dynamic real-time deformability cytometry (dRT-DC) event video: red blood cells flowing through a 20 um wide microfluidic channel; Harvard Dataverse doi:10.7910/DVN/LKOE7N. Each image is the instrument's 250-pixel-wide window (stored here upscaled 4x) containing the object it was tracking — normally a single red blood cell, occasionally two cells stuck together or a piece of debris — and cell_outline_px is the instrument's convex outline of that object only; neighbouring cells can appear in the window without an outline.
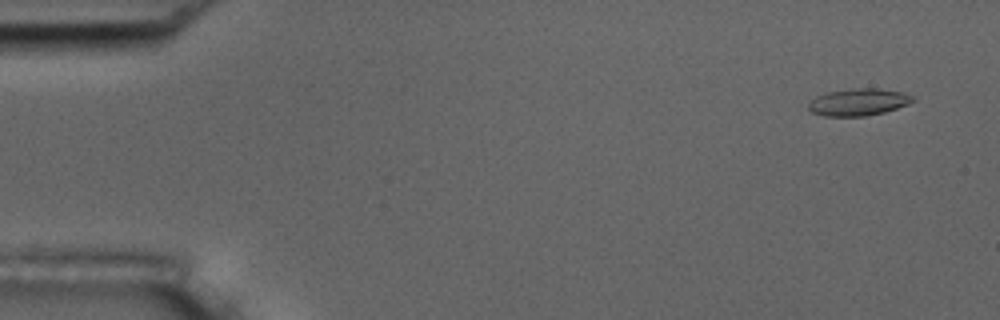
{"species": "common noctule bat (a hibernating species)", "species_latin": "Nyctalus noctula", "temperature_condition": "room temperature", "stored_images_in_passage": 6, "camera_frame_rate_fps": 3000, "um_per_image_px": 0.085, "animal": {"sex": "male", "body_mass_g": 17.5, "forearm_length_mm": 52.3}, "frame": {"image": 1, "passage_image": 1, "time_ms": 0.0, "image_size_px": [1000, 320], "cell_outline_px": [[916, 100], [908, 104], [884, 112], [868, 116], [824, 116], [812, 112], [808, 108], [808, 104], [816, 96], [828, 92], [852, 88], [876, 88], [904, 92], [912, 96]], "centroid_in_image_um": [72.98, 8.67], "position_along_channel_um": 12.0, "area_um2": 16.47}}
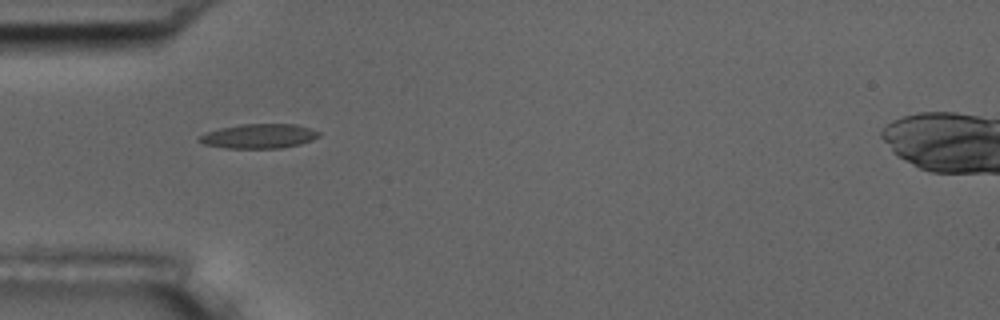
{"frame": {"image": 2, "passage_image": 5, "time_ms": 4.667, "image_size_px": [1000, 320], "cell_outline_px": [[320, 136], [312, 140], [300, 144], [280, 148], [224, 148], [204, 144], [196, 140], [200, 136], [208, 132], [220, 128], [240, 124], [296, 124], [320, 132]], "centroid_in_image_um": [22.01, 11.57], "position_along_channel_um": 63.0, "area_um2": 16.99}}